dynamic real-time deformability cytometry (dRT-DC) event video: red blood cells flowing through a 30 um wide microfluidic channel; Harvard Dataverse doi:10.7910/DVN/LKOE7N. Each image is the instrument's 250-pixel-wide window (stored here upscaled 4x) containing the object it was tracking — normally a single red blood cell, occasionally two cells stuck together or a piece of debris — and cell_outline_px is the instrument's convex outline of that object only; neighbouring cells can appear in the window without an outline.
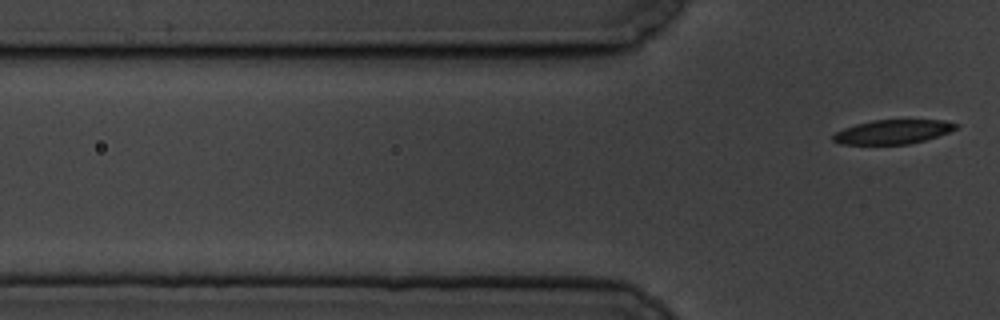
{"species": "common noctule bat (a hibernating species)", "species_latin": "Nyctalus noctula", "temperature_condition": "cold", "stored_images_in_passage": 4, "camera_frame_rate_fps": 3000, "um_per_image_px": 0.085, "animal": {"sex": "male", "body_mass_g": 19.5, "forearm_length_mm": 54.6}, "frame": {"image": 1, "passage_image": 4, "time_ms": 4.667, "image_size_px": [1000, 320], "cell_outline_px": [[956, 128], [948, 132], [924, 140], [908, 144], [840, 144], [832, 140], [832, 136], [836, 132], [844, 128], [856, 124], [872, 120], [944, 120], [956, 124]], "centroid_in_image_um": [75.84, 11.2], "position_along_channel_um": 50.0, "area_um2": 17.05}}